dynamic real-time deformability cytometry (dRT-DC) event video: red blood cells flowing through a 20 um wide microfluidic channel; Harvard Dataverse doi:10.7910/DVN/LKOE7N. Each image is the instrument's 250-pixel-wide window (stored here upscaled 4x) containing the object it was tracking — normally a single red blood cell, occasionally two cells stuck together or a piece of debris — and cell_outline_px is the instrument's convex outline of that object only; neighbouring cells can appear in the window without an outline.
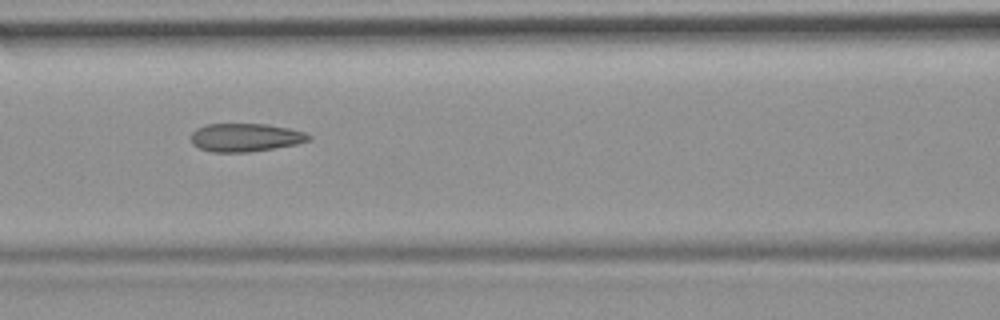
{"species": "common noctule bat (a hibernating species)", "species_latin": "Nyctalus noctula", "temperature_condition": "room temperature", "stored_images_in_passage": 53, "camera_frame_rate_fps": 3000, "um_per_image_px": 0.085, "animal": {"sex": "female", "body_mass_g": 19.9}, "frame": {"image": 1, "passage_image": 23, "time_ms": 7.333, "image_size_px": [1000, 320], "cell_outline_px": [[312, 140], [296, 144], [248, 152], [212, 152], [200, 148], [192, 144], [192, 132], [196, 128], [208, 124], [268, 124], [292, 128], [304, 132], [312, 136]], "centroid_in_image_um": [20.89, 11.67], "position_along_channel_um": 145.7, "area_um2": 19.42}, "authors_computed_cell_mechanics": {"area_um2": 20.2878, "velocity_mm_per_s": 3.8231, "shape_relaxation_time_tau1_ms": null, "shape_relaxation_time_tau2_ms": 1.7735, "deformation_change_tau1": null, "deformation_change_tau2": 0.0882}}